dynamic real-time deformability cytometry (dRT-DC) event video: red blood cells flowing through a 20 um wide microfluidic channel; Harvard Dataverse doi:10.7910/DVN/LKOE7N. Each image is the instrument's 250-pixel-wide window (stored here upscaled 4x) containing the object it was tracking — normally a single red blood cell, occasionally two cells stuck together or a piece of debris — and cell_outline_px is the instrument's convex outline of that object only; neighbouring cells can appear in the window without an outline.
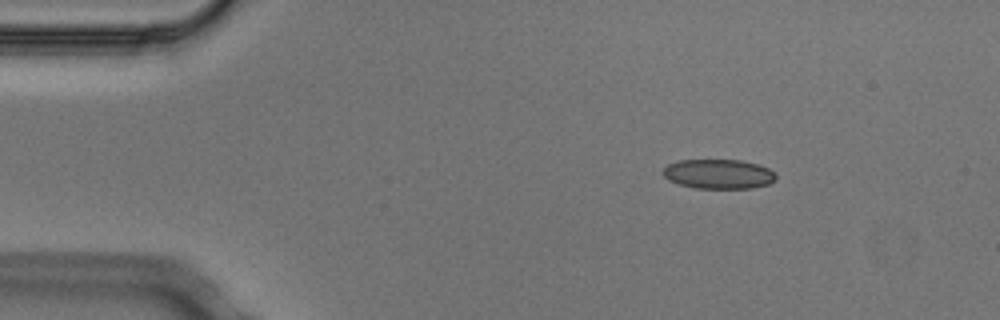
{"species": "Egyptian fruit bat (a non-hibernating species)", "species_latin": "Rousettus aegyptiacus", "temperature_condition": "cold", "stored_images_in_passage": 3, "camera_frame_rate_fps": 3000, "um_per_image_px": 0.085, "animal": {"sex": "male"}, "frame": {"image": 1, "passage_image": 1, "time_ms": 0.0, "image_size_px": [1000, 320], "cell_outline_px": [[776, 180], [768, 184], [752, 188], [696, 188], [680, 184], [668, 180], [660, 172], [668, 164], [676, 160], [740, 160], [760, 164], [776, 172]], "centroid_in_image_um": [61.08, 14.78], "position_along_channel_um": 23.9, "area_um2": 19.65}}